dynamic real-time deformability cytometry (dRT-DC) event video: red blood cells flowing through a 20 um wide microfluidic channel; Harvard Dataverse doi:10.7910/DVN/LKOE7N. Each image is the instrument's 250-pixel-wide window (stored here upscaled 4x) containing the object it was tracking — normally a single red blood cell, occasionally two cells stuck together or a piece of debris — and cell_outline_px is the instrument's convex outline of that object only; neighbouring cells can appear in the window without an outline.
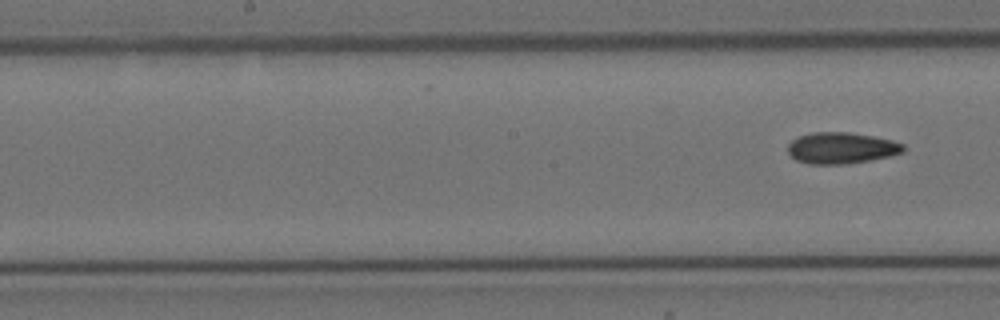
{"species": "Egyptian fruit bat (a non-hibernating species)", "species_latin": "Rousettus aegyptiacus", "temperature_condition": "cold", "stored_images_in_passage": 9, "segment_of_instrument_passage": [2, 2], "camera_frame_rate_fps": 3000, "um_per_image_px": 0.085, "animal": {"sex": "female"}, "frame": {"image": 1, "passage_image": 9, "time_ms": 10.667, "image_size_px": [1000, 320], "cell_outline_px": [[904, 152], [872, 160], [844, 164], [808, 164], [796, 160], [788, 152], [788, 144], [792, 140], [800, 136], [812, 132], [848, 132], [872, 136], [892, 140], [904, 144]], "centroid_in_image_um": [71.51, 12.58], "position_along_channel_um": 176.7, "area_um2": 21.04}}